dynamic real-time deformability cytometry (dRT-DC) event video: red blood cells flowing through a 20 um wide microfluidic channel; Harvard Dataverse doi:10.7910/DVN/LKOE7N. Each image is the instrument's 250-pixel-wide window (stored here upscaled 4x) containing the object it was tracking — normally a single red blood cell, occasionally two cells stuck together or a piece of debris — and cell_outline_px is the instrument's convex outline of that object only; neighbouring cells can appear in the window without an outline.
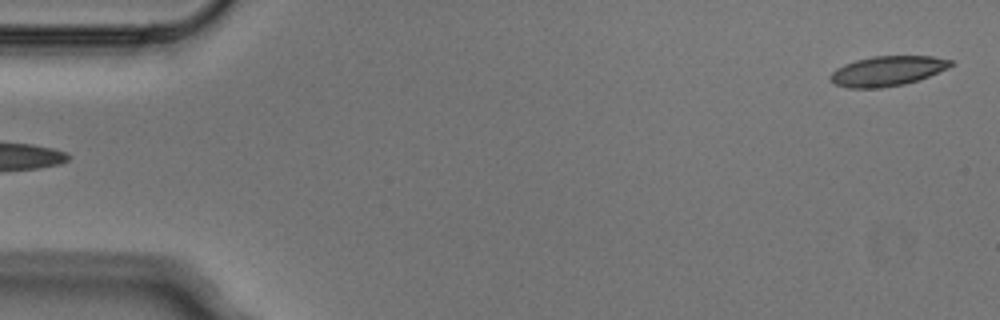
{"species": "Egyptian fruit bat (a non-hibernating species)", "species_latin": "Rousettus aegyptiacus", "temperature_condition": "cold", "stored_images_in_passage": 5, "segment_of_instrument_passage": [2, 2], "camera_frame_rate_fps": 3000, "um_per_image_px": 0.085, "animal": {"sex": "male"}, "frame": {"image": 1, "passage_image": 5, "time_ms": 1.333, "image_size_px": [1000, 320], "cell_outline_px": [[956, 64], [948, 68], [928, 76], [904, 84], [880, 88], [848, 88], [836, 84], [828, 76], [836, 68], [844, 64], [856, 60], [872, 56], [932, 56], [952, 60]], "centroid_in_image_um": [75.43, 6.02], "position_along_channel_um": 9.6, "area_um2": 20.92}}